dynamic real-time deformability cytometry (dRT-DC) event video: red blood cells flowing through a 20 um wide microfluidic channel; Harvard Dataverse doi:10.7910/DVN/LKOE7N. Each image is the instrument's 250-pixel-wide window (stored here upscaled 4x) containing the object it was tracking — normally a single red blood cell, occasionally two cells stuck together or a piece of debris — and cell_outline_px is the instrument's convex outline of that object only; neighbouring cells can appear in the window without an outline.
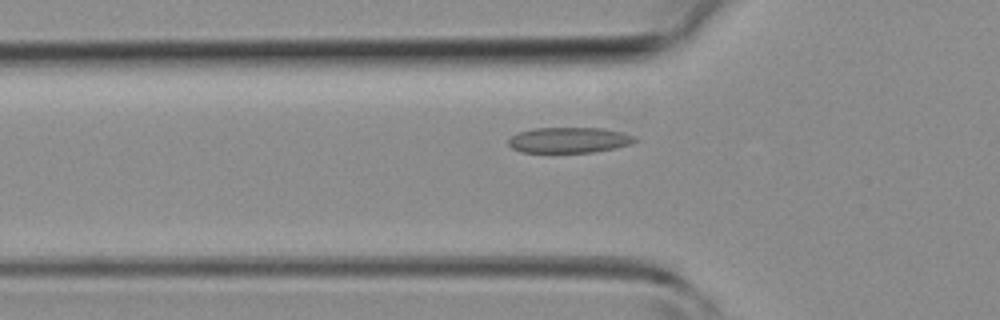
{"species": "common noctule bat (a hibernating species)", "species_latin": "Nyctalus noctula", "temperature_condition": "room temperature", "stored_images_in_passage": 41, "camera_frame_rate_fps": 3000, "um_per_image_px": 0.085, "animal": {"sex": "female", "body_mass_g": 19.3, "forearm_length_mm": 54.1}, "frame": {"image": 1, "passage_image": 12, "time_ms": 3.667, "image_size_px": [1000, 320], "cell_outline_px": [[640, 140], [632, 144], [616, 148], [592, 152], [520, 152], [512, 148], [508, 144], [508, 140], [516, 132], [532, 128], [604, 128], [636, 136]], "centroid_in_image_um": [48.39, 11.9], "position_along_channel_um": 77.4, "area_um2": 19.07}}
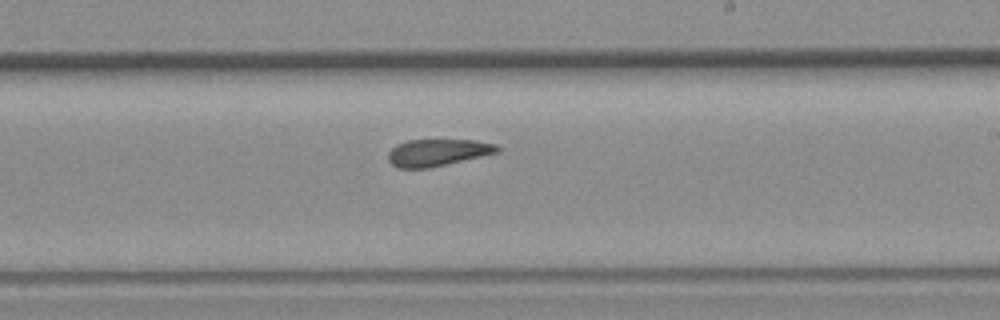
{"frame": {"image": 2, "passage_image": 23, "time_ms": 7.333, "image_size_px": [1000, 320], "cell_outline_px": [[500, 152], [428, 168], [396, 168], [388, 160], [388, 152], [396, 144], [408, 140], [476, 140], [496, 144], [500, 148]], "centroid_in_image_um": [37.19, 12.96], "position_along_channel_um": 251.8, "area_um2": 17.17}}
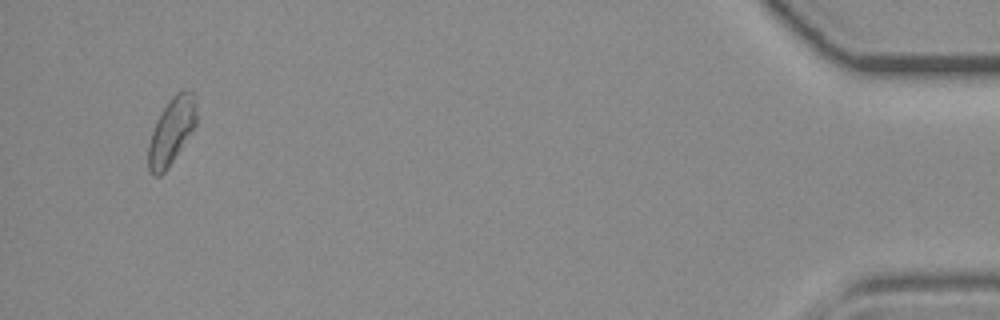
{"frame": {"image": 3, "passage_image": 39, "time_ms": 12.667, "image_size_px": [1000, 320], "cell_outline_px": [[196, 124], [164, 172], [160, 176], [152, 176], [148, 172], [148, 144], [156, 120], [172, 96], [176, 92], [184, 88], [188, 88], [196, 92]], "centroid_in_image_um": [14.58, 11.09], "position_along_channel_um": 420.6, "area_um2": 18.67}}